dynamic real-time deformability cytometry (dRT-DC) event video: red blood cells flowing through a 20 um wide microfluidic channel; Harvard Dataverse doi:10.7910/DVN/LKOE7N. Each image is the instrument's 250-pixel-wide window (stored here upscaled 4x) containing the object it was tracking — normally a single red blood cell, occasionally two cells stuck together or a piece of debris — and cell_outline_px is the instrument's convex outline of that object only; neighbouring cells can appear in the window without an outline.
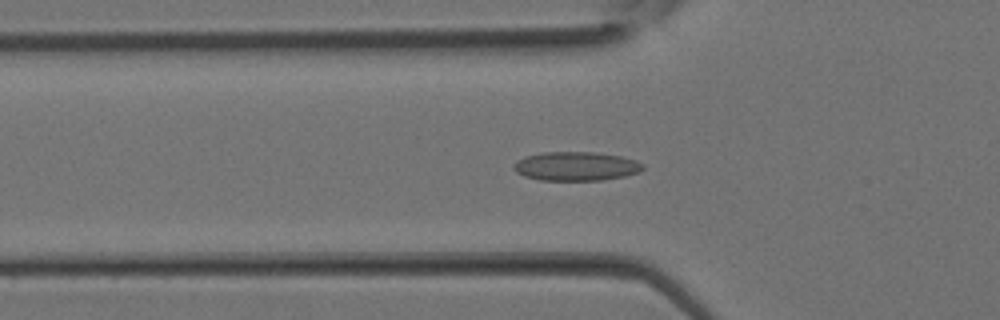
{"species": "Egyptian fruit bat (a non-hibernating species)", "species_latin": "Rousettus aegyptiacus", "temperature_condition": "room temperature", "stored_images_in_passage": 33, "segment_of_instrument_passage": [1, 2], "camera_frame_rate_fps": 3000, "um_per_image_px": 0.085, "animal": {"sex": "female"}, "frame": {"image": 1, "passage_image": 10, "time_ms": 3.0, "image_size_px": [1000, 320], "cell_outline_px": [[644, 168], [640, 172], [624, 176], [600, 180], [540, 180], [524, 176], [516, 172], [512, 168], [512, 164], [516, 160], [524, 156], [540, 152], [596, 152], [620, 156], [636, 160], [644, 164]], "centroid_in_image_um": [48.93, 14.12], "position_along_channel_um": 76.9, "area_um2": 22.02}}
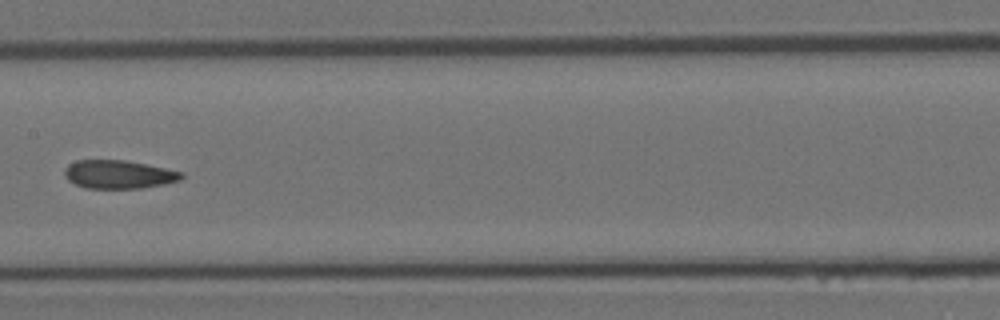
{"frame": {"image": 2, "passage_image": 16, "time_ms": 5.0, "image_size_px": [1000, 320], "cell_outline_px": [[184, 176], [180, 180], [164, 184], [140, 188], [84, 188], [68, 180], [64, 176], [64, 168], [68, 164], [76, 160], [124, 160], [184, 172]], "centroid_in_image_um": [10.06, 14.82], "position_along_channel_um": 197.3, "area_um2": 19.31}}
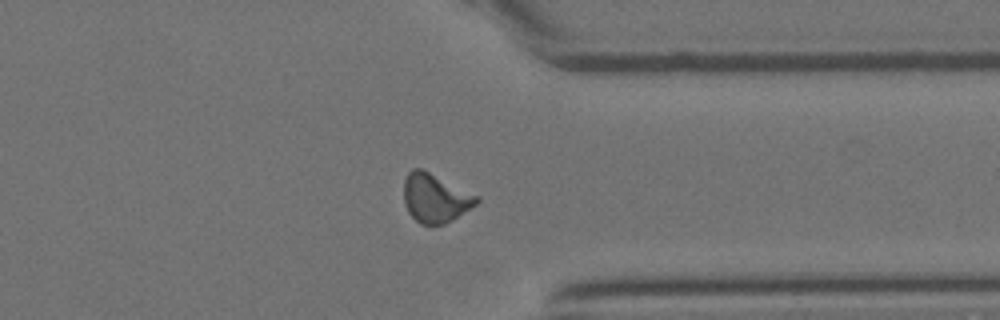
{"frame": {"image": 3, "passage_image": 25, "time_ms": 8.0, "image_size_px": [1000, 320], "cell_outline_px": [[480, 200], [476, 204], [444, 224], [420, 224], [408, 212], [404, 204], [404, 180], [408, 172], [412, 168], [420, 168], [480, 196]], "centroid_in_image_um": [36.97, 16.82], "position_along_channel_um": 374.4, "area_um2": 20.46}}